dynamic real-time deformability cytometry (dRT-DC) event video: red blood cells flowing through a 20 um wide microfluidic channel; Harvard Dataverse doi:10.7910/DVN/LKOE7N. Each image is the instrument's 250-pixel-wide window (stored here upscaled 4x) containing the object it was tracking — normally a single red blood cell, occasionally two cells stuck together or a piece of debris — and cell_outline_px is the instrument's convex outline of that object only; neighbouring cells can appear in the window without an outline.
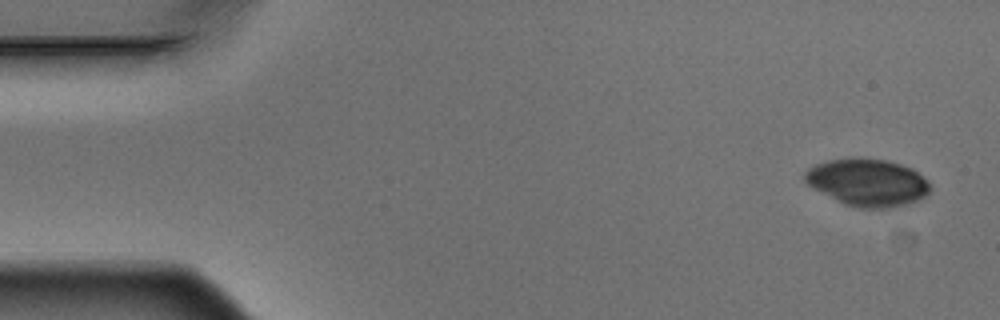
{"species": "Egyptian fruit bat (a non-hibernating species)", "species_latin": "Rousettus aegyptiacus", "temperature_condition": "warm", "stored_images_in_passage": 4, "camera_frame_rate_fps": 3000, "um_per_image_px": 0.085, "animal": {"sex": "male"}, "frame": {"image": 1, "passage_image": 1, "time_ms": 0.0, "image_size_px": [1000, 320], "cell_outline_px": [[932, 188], [920, 200], [892, 208], [860, 208], [844, 204], [812, 188], [804, 180], [804, 172], [808, 168], [816, 164], [828, 160], [848, 156], [884, 160], [900, 164], [912, 168], [924, 176], [928, 180]], "centroid_in_image_um": [73.74, 15.49], "position_along_channel_um": 11.3, "area_um2": 34.97}}